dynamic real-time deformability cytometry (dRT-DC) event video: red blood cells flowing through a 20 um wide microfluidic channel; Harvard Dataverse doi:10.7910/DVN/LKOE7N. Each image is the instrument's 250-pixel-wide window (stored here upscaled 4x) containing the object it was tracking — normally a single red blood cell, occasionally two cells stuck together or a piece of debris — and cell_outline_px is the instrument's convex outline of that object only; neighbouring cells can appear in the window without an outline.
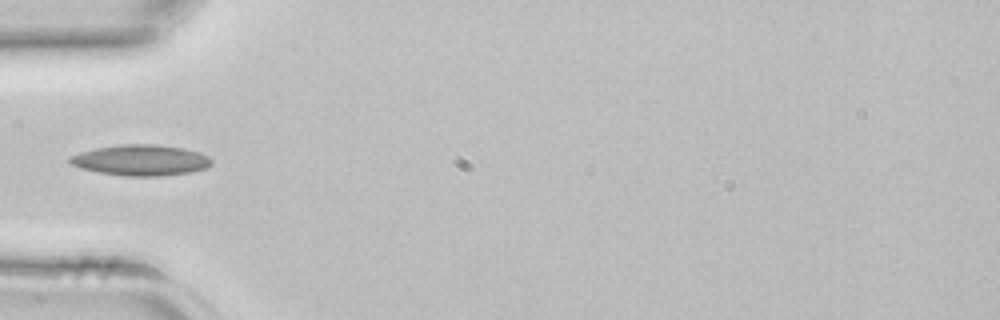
{"species": "common noctule bat (a hibernating species)", "species_latin": "Nyctalus noctula", "temperature_condition": "room temperature", "stored_images_in_passage": 3, "camera_frame_rate_fps": 3000, "um_per_image_px": 0.085, "animal": {"sex": "female", "body_mass_g": 22.7, "forearm_length_mm": 54.2}, "frame": {"image": 1, "passage_image": 3, "time_ms": 0.667, "image_size_px": [1000, 320], "cell_outline_px": [[212, 164], [208, 168], [192, 172], [160, 176], [124, 176], [96, 172], [80, 168], [72, 164], [68, 160], [68, 156], [80, 152], [96, 148], [124, 144], [156, 144], [184, 148], [200, 152], [208, 156], [212, 160]], "centroid_in_image_um": [11.99, 13.62], "position_along_channel_um": 73.0, "area_um2": 25.72}}